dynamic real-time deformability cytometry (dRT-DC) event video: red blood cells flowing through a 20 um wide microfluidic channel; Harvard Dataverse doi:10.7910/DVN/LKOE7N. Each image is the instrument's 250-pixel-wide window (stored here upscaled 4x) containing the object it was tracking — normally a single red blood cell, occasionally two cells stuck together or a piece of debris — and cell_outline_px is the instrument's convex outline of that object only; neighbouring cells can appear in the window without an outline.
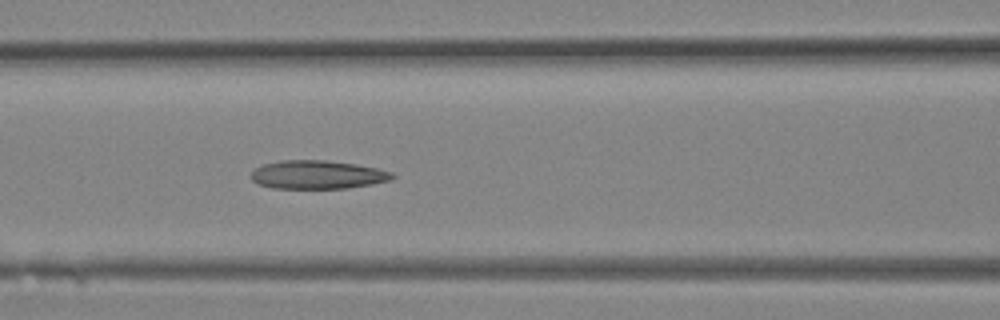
{"species": "Egyptian fruit bat (a non-hibernating species)", "species_latin": "Rousettus aegyptiacus", "temperature_condition": "room temperature", "stored_images_in_passage": 12, "camera_frame_rate_fps": 3000, "um_per_image_px": 0.085, "animal": {"sex": "female"}, "frame": {"image": 1, "passage_image": 12, "time_ms": 3.667, "image_size_px": [1000, 320], "cell_outline_px": [[396, 176], [392, 180], [372, 184], [348, 188], [272, 188], [256, 184], [252, 180], [252, 172], [256, 168], [264, 164], [280, 160], [324, 160], [356, 164], [376, 168], [392, 172]], "centroid_in_image_um": [27.0, 14.85], "position_along_channel_um": 139.6, "area_um2": 23.47}}